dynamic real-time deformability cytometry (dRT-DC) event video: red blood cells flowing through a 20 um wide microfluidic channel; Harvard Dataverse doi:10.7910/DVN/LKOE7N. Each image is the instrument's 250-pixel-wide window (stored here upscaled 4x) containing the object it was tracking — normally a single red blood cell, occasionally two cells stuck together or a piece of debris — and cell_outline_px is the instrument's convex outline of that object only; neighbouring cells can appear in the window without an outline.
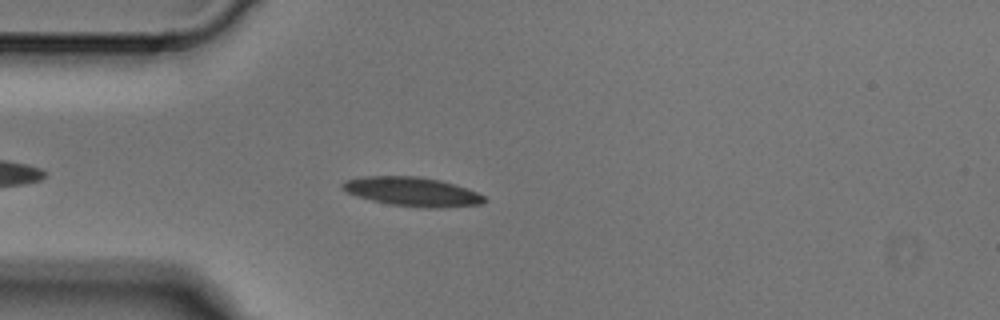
{"species": "Egyptian fruit bat (a non-hibernating species)", "species_latin": "Rousettus aegyptiacus", "temperature_condition": "cold", "stored_images_in_passage": 5, "camera_frame_rate_fps": 3000, "um_per_image_px": 0.085, "animal": {"sex": "male"}, "frame": {"image": 1, "passage_image": 5, "time_ms": 1.333, "image_size_px": [1000, 320], "cell_outline_px": [[488, 200], [480, 204], [444, 208], [424, 208], [392, 204], [372, 200], [356, 196], [348, 192], [340, 184], [344, 180], [364, 176], [420, 176], [440, 180], [456, 184], [468, 188], [484, 196]], "centroid_in_image_um": [35.08, 16.28], "position_along_channel_um": 49.9, "area_um2": 24.1}}